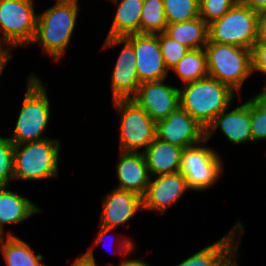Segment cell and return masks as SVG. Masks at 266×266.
<instances>
[{"instance_id": "cell-21", "label": "cell", "mask_w": 266, "mask_h": 266, "mask_svg": "<svg viewBox=\"0 0 266 266\" xmlns=\"http://www.w3.org/2000/svg\"><path fill=\"white\" fill-rule=\"evenodd\" d=\"M110 1L117 5V9L106 38L125 37L140 33L141 11L144 0Z\"/></svg>"}, {"instance_id": "cell-17", "label": "cell", "mask_w": 266, "mask_h": 266, "mask_svg": "<svg viewBox=\"0 0 266 266\" xmlns=\"http://www.w3.org/2000/svg\"><path fill=\"white\" fill-rule=\"evenodd\" d=\"M100 226L115 229L129 222L137 212L143 210L142 197L134 192L114 188L102 198Z\"/></svg>"}, {"instance_id": "cell-15", "label": "cell", "mask_w": 266, "mask_h": 266, "mask_svg": "<svg viewBox=\"0 0 266 266\" xmlns=\"http://www.w3.org/2000/svg\"><path fill=\"white\" fill-rule=\"evenodd\" d=\"M152 177L154 178L150 179L142 197L143 210L165 213L172 204L182 198L186 191L190 190L180 171Z\"/></svg>"}, {"instance_id": "cell-6", "label": "cell", "mask_w": 266, "mask_h": 266, "mask_svg": "<svg viewBox=\"0 0 266 266\" xmlns=\"http://www.w3.org/2000/svg\"><path fill=\"white\" fill-rule=\"evenodd\" d=\"M208 41L251 49L261 36L259 12L238 1L221 18L208 24Z\"/></svg>"}, {"instance_id": "cell-30", "label": "cell", "mask_w": 266, "mask_h": 266, "mask_svg": "<svg viewBox=\"0 0 266 266\" xmlns=\"http://www.w3.org/2000/svg\"><path fill=\"white\" fill-rule=\"evenodd\" d=\"M238 0H200V17L209 24L221 18Z\"/></svg>"}, {"instance_id": "cell-39", "label": "cell", "mask_w": 266, "mask_h": 266, "mask_svg": "<svg viewBox=\"0 0 266 266\" xmlns=\"http://www.w3.org/2000/svg\"><path fill=\"white\" fill-rule=\"evenodd\" d=\"M7 51L0 45V58H11Z\"/></svg>"}, {"instance_id": "cell-3", "label": "cell", "mask_w": 266, "mask_h": 266, "mask_svg": "<svg viewBox=\"0 0 266 266\" xmlns=\"http://www.w3.org/2000/svg\"><path fill=\"white\" fill-rule=\"evenodd\" d=\"M78 11L79 5L55 3L39 13L31 44H40L44 55H49L54 62H60L74 34Z\"/></svg>"}, {"instance_id": "cell-13", "label": "cell", "mask_w": 266, "mask_h": 266, "mask_svg": "<svg viewBox=\"0 0 266 266\" xmlns=\"http://www.w3.org/2000/svg\"><path fill=\"white\" fill-rule=\"evenodd\" d=\"M244 233V225L239 220L225 236L205 246L176 266H231L240 255L238 253L241 244L240 236L242 237Z\"/></svg>"}, {"instance_id": "cell-37", "label": "cell", "mask_w": 266, "mask_h": 266, "mask_svg": "<svg viewBox=\"0 0 266 266\" xmlns=\"http://www.w3.org/2000/svg\"><path fill=\"white\" fill-rule=\"evenodd\" d=\"M11 58H0V77L3 73L4 68H6L7 62L10 61Z\"/></svg>"}, {"instance_id": "cell-32", "label": "cell", "mask_w": 266, "mask_h": 266, "mask_svg": "<svg viewBox=\"0 0 266 266\" xmlns=\"http://www.w3.org/2000/svg\"><path fill=\"white\" fill-rule=\"evenodd\" d=\"M112 230H115V229H110V228H106V227H103V226H99V232H98V235L97 237L95 238V241H94V244H92V246L88 247V250L82 254V256L87 260V261H92L94 262L95 261V258H94V254H93V249L100 245L103 240L105 239V237H107L108 234H110V232Z\"/></svg>"}, {"instance_id": "cell-10", "label": "cell", "mask_w": 266, "mask_h": 266, "mask_svg": "<svg viewBox=\"0 0 266 266\" xmlns=\"http://www.w3.org/2000/svg\"><path fill=\"white\" fill-rule=\"evenodd\" d=\"M102 47L112 48L123 44L111 77L112 101L133 98L141 82L137 76L136 56L133 46L124 37L105 38Z\"/></svg>"}, {"instance_id": "cell-29", "label": "cell", "mask_w": 266, "mask_h": 266, "mask_svg": "<svg viewBox=\"0 0 266 266\" xmlns=\"http://www.w3.org/2000/svg\"><path fill=\"white\" fill-rule=\"evenodd\" d=\"M14 181V144L8 137H0V186Z\"/></svg>"}, {"instance_id": "cell-34", "label": "cell", "mask_w": 266, "mask_h": 266, "mask_svg": "<svg viewBox=\"0 0 266 266\" xmlns=\"http://www.w3.org/2000/svg\"><path fill=\"white\" fill-rule=\"evenodd\" d=\"M122 256V262L119 264V266H151L149 265L146 261L144 262V260L142 259H125Z\"/></svg>"}, {"instance_id": "cell-16", "label": "cell", "mask_w": 266, "mask_h": 266, "mask_svg": "<svg viewBox=\"0 0 266 266\" xmlns=\"http://www.w3.org/2000/svg\"><path fill=\"white\" fill-rule=\"evenodd\" d=\"M218 129L233 145L252 142L250 98L230 111L228 106L219 113L206 128V140H210Z\"/></svg>"}, {"instance_id": "cell-22", "label": "cell", "mask_w": 266, "mask_h": 266, "mask_svg": "<svg viewBox=\"0 0 266 266\" xmlns=\"http://www.w3.org/2000/svg\"><path fill=\"white\" fill-rule=\"evenodd\" d=\"M208 24L197 17L190 21L168 24L165 33L190 50L205 48L208 41Z\"/></svg>"}, {"instance_id": "cell-40", "label": "cell", "mask_w": 266, "mask_h": 266, "mask_svg": "<svg viewBox=\"0 0 266 266\" xmlns=\"http://www.w3.org/2000/svg\"><path fill=\"white\" fill-rule=\"evenodd\" d=\"M96 263H97V261L95 260L94 261V266H98V264H96ZM111 266H113V265L111 264ZM117 266H119V264Z\"/></svg>"}, {"instance_id": "cell-35", "label": "cell", "mask_w": 266, "mask_h": 266, "mask_svg": "<svg viewBox=\"0 0 266 266\" xmlns=\"http://www.w3.org/2000/svg\"><path fill=\"white\" fill-rule=\"evenodd\" d=\"M260 29L262 34H266V7L259 12Z\"/></svg>"}, {"instance_id": "cell-8", "label": "cell", "mask_w": 266, "mask_h": 266, "mask_svg": "<svg viewBox=\"0 0 266 266\" xmlns=\"http://www.w3.org/2000/svg\"><path fill=\"white\" fill-rule=\"evenodd\" d=\"M120 114L119 149L122 152H144L156 137V122L132 98L113 101Z\"/></svg>"}, {"instance_id": "cell-11", "label": "cell", "mask_w": 266, "mask_h": 266, "mask_svg": "<svg viewBox=\"0 0 266 266\" xmlns=\"http://www.w3.org/2000/svg\"><path fill=\"white\" fill-rule=\"evenodd\" d=\"M132 46L136 56L137 76L141 83L160 81L168 77L161 53L158 34H131L124 37Z\"/></svg>"}, {"instance_id": "cell-24", "label": "cell", "mask_w": 266, "mask_h": 266, "mask_svg": "<svg viewBox=\"0 0 266 266\" xmlns=\"http://www.w3.org/2000/svg\"><path fill=\"white\" fill-rule=\"evenodd\" d=\"M171 70L181 79L183 85L208 77L204 48L189 50Z\"/></svg>"}, {"instance_id": "cell-5", "label": "cell", "mask_w": 266, "mask_h": 266, "mask_svg": "<svg viewBox=\"0 0 266 266\" xmlns=\"http://www.w3.org/2000/svg\"><path fill=\"white\" fill-rule=\"evenodd\" d=\"M209 77L228 85L238 93L252 74V50L230 44L207 42Z\"/></svg>"}, {"instance_id": "cell-25", "label": "cell", "mask_w": 266, "mask_h": 266, "mask_svg": "<svg viewBox=\"0 0 266 266\" xmlns=\"http://www.w3.org/2000/svg\"><path fill=\"white\" fill-rule=\"evenodd\" d=\"M167 25L163 0H144L141 11L140 33L159 34L165 32Z\"/></svg>"}, {"instance_id": "cell-33", "label": "cell", "mask_w": 266, "mask_h": 266, "mask_svg": "<svg viewBox=\"0 0 266 266\" xmlns=\"http://www.w3.org/2000/svg\"><path fill=\"white\" fill-rule=\"evenodd\" d=\"M238 2L257 12L266 7V0H238Z\"/></svg>"}, {"instance_id": "cell-14", "label": "cell", "mask_w": 266, "mask_h": 266, "mask_svg": "<svg viewBox=\"0 0 266 266\" xmlns=\"http://www.w3.org/2000/svg\"><path fill=\"white\" fill-rule=\"evenodd\" d=\"M165 81L141 83L132 98L155 122L168 117L180 107L179 88L167 85Z\"/></svg>"}, {"instance_id": "cell-9", "label": "cell", "mask_w": 266, "mask_h": 266, "mask_svg": "<svg viewBox=\"0 0 266 266\" xmlns=\"http://www.w3.org/2000/svg\"><path fill=\"white\" fill-rule=\"evenodd\" d=\"M207 140L183 149L180 172L192 191L210 189L223 175V160L219 153L209 146Z\"/></svg>"}, {"instance_id": "cell-1", "label": "cell", "mask_w": 266, "mask_h": 266, "mask_svg": "<svg viewBox=\"0 0 266 266\" xmlns=\"http://www.w3.org/2000/svg\"><path fill=\"white\" fill-rule=\"evenodd\" d=\"M235 94L228 85L208 76L179 88L180 108L207 128L219 113L231 105Z\"/></svg>"}, {"instance_id": "cell-12", "label": "cell", "mask_w": 266, "mask_h": 266, "mask_svg": "<svg viewBox=\"0 0 266 266\" xmlns=\"http://www.w3.org/2000/svg\"><path fill=\"white\" fill-rule=\"evenodd\" d=\"M156 137L183 149L206 139V128L180 107L156 122Z\"/></svg>"}, {"instance_id": "cell-27", "label": "cell", "mask_w": 266, "mask_h": 266, "mask_svg": "<svg viewBox=\"0 0 266 266\" xmlns=\"http://www.w3.org/2000/svg\"><path fill=\"white\" fill-rule=\"evenodd\" d=\"M252 142L266 140V94L258 93L250 98Z\"/></svg>"}, {"instance_id": "cell-7", "label": "cell", "mask_w": 266, "mask_h": 266, "mask_svg": "<svg viewBox=\"0 0 266 266\" xmlns=\"http://www.w3.org/2000/svg\"><path fill=\"white\" fill-rule=\"evenodd\" d=\"M34 0H0V45L11 55L14 48L34 39L38 14Z\"/></svg>"}, {"instance_id": "cell-38", "label": "cell", "mask_w": 266, "mask_h": 266, "mask_svg": "<svg viewBox=\"0 0 266 266\" xmlns=\"http://www.w3.org/2000/svg\"><path fill=\"white\" fill-rule=\"evenodd\" d=\"M56 4H70V5H78V0H56Z\"/></svg>"}, {"instance_id": "cell-20", "label": "cell", "mask_w": 266, "mask_h": 266, "mask_svg": "<svg viewBox=\"0 0 266 266\" xmlns=\"http://www.w3.org/2000/svg\"><path fill=\"white\" fill-rule=\"evenodd\" d=\"M182 152L183 148L155 137L143 152L150 176L179 172Z\"/></svg>"}, {"instance_id": "cell-23", "label": "cell", "mask_w": 266, "mask_h": 266, "mask_svg": "<svg viewBox=\"0 0 266 266\" xmlns=\"http://www.w3.org/2000/svg\"><path fill=\"white\" fill-rule=\"evenodd\" d=\"M0 246L7 266H45L43 255H36L26 241L15 235L1 236Z\"/></svg>"}, {"instance_id": "cell-28", "label": "cell", "mask_w": 266, "mask_h": 266, "mask_svg": "<svg viewBox=\"0 0 266 266\" xmlns=\"http://www.w3.org/2000/svg\"><path fill=\"white\" fill-rule=\"evenodd\" d=\"M158 39L165 66L170 72L190 49L173 40L165 32L159 33Z\"/></svg>"}, {"instance_id": "cell-36", "label": "cell", "mask_w": 266, "mask_h": 266, "mask_svg": "<svg viewBox=\"0 0 266 266\" xmlns=\"http://www.w3.org/2000/svg\"><path fill=\"white\" fill-rule=\"evenodd\" d=\"M72 266H94V262L87 261L82 255L78 256L72 263Z\"/></svg>"}, {"instance_id": "cell-18", "label": "cell", "mask_w": 266, "mask_h": 266, "mask_svg": "<svg viewBox=\"0 0 266 266\" xmlns=\"http://www.w3.org/2000/svg\"><path fill=\"white\" fill-rule=\"evenodd\" d=\"M115 165L119 184L116 188L144 196L152 177L150 176L143 152H122Z\"/></svg>"}, {"instance_id": "cell-2", "label": "cell", "mask_w": 266, "mask_h": 266, "mask_svg": "<svg viewBox=\"0 0 266 266\" xmlns=\"http://www.w3.org/2000/svg\"><path fill=\"white\" fill-rule=\"evenodd\" d=\"M27 89L11 137L14 145L41 141L49 138L45 134L50 121V101L47 88L36 74L27 78Z\"/></svg>"}, {"instance_id": "cell-26", "label": "cell", "mask_w": 266, "mask_h": 266, "mask_svg": "<svg viewBox=\"0 0 266 266\" xmlns=\"http://www.w3.org/2000/svg\"><path fill=\"white\" fill-rule=\"evenodd\" d=\"M168 24L185 22L200 17V0H163Z\"/></svg>"}, {"instance_id": "cell-4", "label": "cell", "mask_w": 266, "mask_h": 266, "mask_svg": "<svg viewBox=\"0 0 266 266\" xmlns=\"http://www.w3.org/2000/svg\"><path fill=\"white\" fill-rule=\"evenodd\" d=\"M60 140L14 145V181H40L58 177Z\"/></svg>"}, {"instance_id": "cell-31", "label": "cell", "mask_w": 266, "mask_h": 266, "mask_svg": "<svg viewBox=\"0 0 266 266\" xmlns=\"http://www.w3.org/2000/svg\"><path fill=\"white\" fill-rule=\"evenodd\" d=\"M255 71L266 75V34H261L252 48V74ZM259 93H266V84Z\"/></svg>"}, {"instance_id": "cell-19", "label": "cell", "mask_w": 266, "mask_h": 266, "mask_svg": "<svg viewBox=\"0 0 266 266\" xmlns=\"http://www.w3.org/2000/svg\"><path fill=\"white\" fill-rule=\"evenodd\" d=\"M7 188L8 186H0V236L14 235L11 231L6 234L4 229L6 224L22 223L42 211L27 197Z\"/></svg>"}]
</instances>
